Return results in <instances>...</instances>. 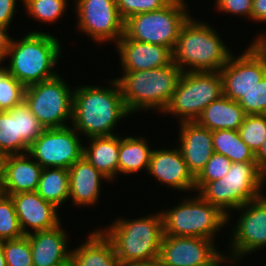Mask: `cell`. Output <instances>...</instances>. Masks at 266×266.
I'll list each match as a JSON object with an SVG mask.
<instances>
[{
    "label": "cell",
    "mask_w": 266,
    "mask_h": 266,
    "mask_svg": "<svg viewBox=\"0 0 266 266\" xmlns=\"http://www.w3.org/2000/svg\"><path fill=\"white\" fill-rule=\"evenodd\" d=\"M45 130L25 100L17 105V136L29 147Z\"/></svg>",
    "instance_id": "cell-33"
},
{
    "label": "cell",
    "mask_w": 266,
    "mask_h": 266,
    "mask_svg": "<svg viewBox=\"0 0 266 266\" xmlns=\"http://www.w3.org/2000/svg\"><path fill=\"white\" fill-rule=\"evenodd\" d=\"M225 262L228 263V258L220 252L209 264L200 266H221V264H225Z\"/></svg>",
    "instance_id": "cell-45"
},
{
    "label": "cell",
    "mask_w": 266,
    "mask_h": 266,
    "mask_svg": "<svg viewBox=\"0 0 266 266\" xmlns=\"http://www.w3.org/2000/svg\"><path fill=\"white\" fill-rule=\"evenodd\" d=\"M77 266H122L112 242L100 229L92 231L86 241L71 250Z\"/></svg>",
    "instance_id": "cell-23"
},
{
    "label": "cell",
    "mask_w": 266,
    "mask_h": 266,
    "mask_svg": "<svg viewBox=\"0 0 266 266\" xmlns=\"http://www.w3.org/2000/svg\"><path fill=\"white\" fill-rule=\"evenodd\" d=\"M26 12L36 21L55 23L67 10V0H22ZM65 11V12H64Z\"/></svg>",
    "instance_id": "cell-30"
},
{
    "label": "cell",
    "mask_w": 266,
    "mask_h": 266,
    "mask_svg": "<svg viewBox=\"0 0 266 266\" xmlns=\"http://www.w3.org/2000/svg\"><path fill=\"white\" fill-rule=\"evenodd\" d=\"M219 72L223 95L238 102L266 75V61L249 46L239 57L232 54Z\"/></svg>",
    "instance_id": "cell-14"
},
{
    "label": "cell",
    "mask_w": 266,
    "mask_h": 266,
    "mask_svg": "<svg viewBox=\"0 0 266 266\" xmlns=\"http://www.w3.org/2000/svg\"><path fill=\"white\" fill-rule=\"evenodd\" d=\"M36 192L45 201L60 208L69 199V169L43 168Z\"/></svg>",
    "instance_id": "cell-27"
},
{
    "label": "cell",
    "mask_w": 266,
    "mask_h": 266,
    "mask_svg": "<svg viewBox=\"0 0 266 266\" xmlns=\"http://www.w3.org/2000/svg\"><path fill=\"white\" fill-rule=\"evenodd\" d=\"M146 138L122 137L120 136V148L118 155V175L134 174L141 170H148L151 153L153 149L149 147Z\"/></svg>",
    "instance_id": "cell-26"
},
{
    "label": "cell",
    "mask_w": 266,
    "mask_h": 266,
    "mask_svg": "<svg viewBox=\"0 0 266 266\" xmlns=\"http://www.w3.org/2000/svg\"><path fill=\"white\" fill-rule=\"evenodd\" d=\"M0 266H6V260L3 251V240H0Z\"/></svg>",
    "instance_id": "cell-48"
},
{
    "label": "cell",
    "mask_w": 266,
    "mask_h": 266,
    "mask_svg": "<svg viewBox=\"0 0 266 266\" xmlns=\"http://www.w3.org/2000/svg\"><path fill=\"white\" fill-rule=\"evenodd\" d=\"M26 87L0 65V111H9L25 99Z\"/></svg>",
    "instance_id": "cell-31"
},
{
    "label": "cell",
    "mask_w": 266,
    "mask_h": 266,
    "mask_svg": "<svg viewBox=\"0 0 266 266\" xmlns=\"http://www.w3.org/2000/svg\"><path fill=\"white\" fill-rule=\"evenodd\" d=\"M29 147L17 136V105L0 111V153L8 156L28 152Z\"/></svg>",
    "instance_id": "cell-29"
},
{
    "label": "cell",
    "mask_w": 266,
    "mask_h": 266,
    "mask_svg": "<svg viewBox=\"0 0 266 266\" xmlns=\"http://www.w3.org/2000/svg\"><path fill=\"white\" fill-rule=\"evenodd\" d=\"M31 159L28 153L6 156L3 184L5 195L37 191L43 168Z\"/></svg>",
    "instance_id": "cell-21"
},
{
    "label": "cell",
    "mask_w": 266,
    "mask_h": 266,
    "mask_svg": "<svg viewBox=\"0 0 266 266\" xmlns=\"http://www.w3.org/2000/svg\"><path fill=\"white\" fill-rule=\"evenodd\" d=\"M185 0H172L164 8L139 13L124 21V35L138 42L155 44L173 50L183 24L191 16Z\"/></svg>",
    "instance_id": "cell-7"
},
{
    "label": "cell",
    "mask_w": 266,
    "mask_h": 266,
    "mask_svg": "<svg viewBox=\"0 0 266 266\" xmlns=\"http://www.w3.org/2000/svg\"><path fill=\"white\" fill-rule=\"evenodd\" d=\"M214 152L225 155L231 162H256L255 153L241 139L238 130L212 131Z\"/></svg>",
    "instance_id": "cell-28"
},
{
    "label": "cell",
    "mask_w": 266,
    "mask_h": 266,
    "mask_svg": "<svg viewBox=\"0 0 266 266\" xmlns=\"http://www.w3.org/2000/svg\"><path fill=\"white\" fill-rule=\"evenodd\" d=\"M182 201L172 209L161 212L165 235L213 240L216 238L214 235L229 223L227 215L199 194Z\"/></svg>",
    "instance_id": "cell-8"
},
{
    "label": "cell",
    "mask_w": 266,
    "mask_h": 266,
    "mask_svg": "<svg viewBox=\"0 0 266 266\" xmlns=\"http://www.w3.org/2000/svg\"><path fill=\"white\" fill-rule=\"evenodd\" d=\"M102 175L84 156L69 168V198L73 204L93 206L100 197Z\"/></svg>",
    "instance_id": "cell-22"
},
{
    "label": "cell",
    "mask_w": 266,
    "mask_h": 266,
    "mask_svg": "<svg viewBox=\"0 0 266 266\" xmlns=\"http://www.w3.org/2000/svg\"><path fill=\"white\" fill-rule=\"evenodd\" d=\"M5 159L6 156L0 153V187L4 184Z\"/></svg>",
    "instance_id": "cell-46"
},
{
    "label": "cell",
    "mask_w": 266,
    "mask_h": 266,
    "mask_svg": "<svg viewBox=\"0 0 266 266\" xmlns=\"http://www.w3.org/2000/svg\"><path fill=\"white\" fill-rule=\"evenodd\" d=\"M252 49L266 61V35H258L253 42L250 44Z\"/></svg>",
    "instance_id": "cell-43"
},
{
    "label": "cell",
    "mask_w": 266,
    "mask_h": 266,
    "mask_svg": "<svg viewBox=\"0 0 266 266\" xmlns=\"http://www.w3.org/2000/svg\"><path fill=\"white\" fill-rule=\"evenodd\" d=\"M23 236L13 199L3 194L0 197V240L17 239Z\"/></svg>",
    "instance_id": "cell-34"
},
{
    "label": "cell",
    "mask_w": 266,
    "mask_h": 266,
    "mask_svg": "<svg viewBox=\"0 0 266 266\" xmlns=\"http://www.w3.org/2000/svg\"><path fill=\"white\" fill-rule=\"evenodd\" d=\"M179 150L196 178L214 153L212 131L194 122L179 123Z\"/></svg>",
    "instance_id": "cell-19"
},
{
    "label": "cell",
    "mask_w": 266,
    "mask_h": 266,
    "mask_svg": "<svg viewBox=\"0 0 266 266\" xmlns=\"http://www.w3.org/2000/svg\"><path fill=\"white\" fill-rule=\"evenodd\" d=\"M232 162L223 154L214 152L205 168L195 178V182H210L223 178L230 169Z\"/></svg>",
    "instance_id": "cell-38"
},
{
    "label": "cell",
    "mask_w": 266,
    "mask_h": 266,
    "mask_svg": "<svg viewBox=\"0 0 266 266\" xmlns=\"http://www.w3.org/2000/svg\"><path fill=\"white\" fill-rule=\"evenodd\" d=\"M77 28L98 44L117 42L124 35V20L116 0H74Z\"/></svg>",
    "instance_id": "cell-12"
},
{
    "label": "cell",
    "mask_w": 266,
    "mask_h": 266,
    "mask_svg": "<svg viewBox=\"0 0 266 266\" xmlns=\"http://www.w3.org/2000/svg\"><path fill=\"white\" fill-rule=\"evenodd\" d=\"M251 20L266 22V0H253Z\"/></svg>",
    "instance_id": "cell-42"
},
{
    "label": "cell",
    "mask_w": 266,
    "mask_h": 266,
    "mask_svg": "<svg viewBox=\"0 0 266 266\" xmlns=\"http://www.w3.org/2000/svg\"><path fill=\"white\" fill-rule=\"evenodd\" d=\"M78 134L71 125L46 128L29 146L27 153L42 168L69 169L83 157L84 146Z\"/></svg>",
    "instance_id": "cell-11"
},
{
    "label": "cell",
    "mask_w": 266,
    "mask_h": 266,
    "mask_svg": "<svg viewBox=\"0 0 266 266\" xmlns=\"http://www.w3.org/2000/svg\"><path fill=\"white\" fill-rule=\"evenodd\" d=\"M8 29L0 24V64L7 59L6 57L12 40V37L7 33Z\"/></svg>",
    "instance_id": "cell-41"
},
{
    "label": "cell",
    "mask_w": 266,
    "mask_h": 266,
    "mask_svg": "<svg viewBox=\"0 0 266 266\" xmlns=\"http://www.w3.org/2000/svg\"><path fill=\"white\" fill-rule=\"evenodd\" d=\"M263 172L256 162H232L228 173L210 182H195L198 194L230 219L231 210L263 195Z\"/></svg>",
    "instance_id": "cell-6"
},
{
    "label": "cell",
    "mask_w": 266,
    "mask_h": 266,
    "mask_svg": "<svg viewBox=\"0 0 266 266\" xmlns=\"http://www.w3.org/2000/svg\"><path fill=\"white\" fill-rule=\"evenodd\" d=\"M58 38L45 33L31 31L21 40L12 38L7 58V71L25 87L54 78L53 71L61 56Z\"/></svg>",
    "instance_id": "cell-4"
},
{
    "label": "cell",
    "mask_w": 266,
    "mask_h": 266,
    "mask_svg": "<svg viewBox=\"0 0 266 266\" xmlns=\"http://www.w3.org/2000/svg\"><path fill=\"white\" fill-rule=\"evenodd\" d=\"M33 266H57L71 256L68 236L61 223L53 228L27 234Z\"/></svg>",
    "instance_id": "cell-20"
},
{
    "label": "cell",
    "mask_w": 266,
    "mask_h": 266,
    "mask_svg": "<svg viewBox=\"0 0 266 266\" xmlns=\"http://www.w3.org/2000/svg\"><path fill=\"white\" fill-rule=\"evenodd\" d=\"M4 194L3 187H0V197Z\"/></svg>",
    "instance_id": "cell-51"
},
{
    "label": "cell",
    "mask_w": 266,
    "mask_h": 266,
    "mask_svg": "<svg viewBox=\"0 0 266 266\" xmlns=\"http://www.w3.org/2000/svg\"><path fill=\"white\" fill-rule=\"evenodd\" d=\"M238 132L241 139L256 154L266 138V114L246 115Z\"/></svg>",
    "instance_id": "cell-32"
},
{
    "label": "cell",
    "mask_w": 266,
    "mask_h": 266,
    "mask_svg": "<svg viewBox=\"0 0 266 266\" xmlns=\"http://www.w3.org/2000/svg\"><path fill=\"white\" fill-rule=\"evenodd\" d=\"M147 172L160 183L178 191H195V177L188 170L178 147L154 149Z\"/></svg>",
    "instance_id": "cell-16"
},
{
    "label": "cell",
    "mask_w": 266,
    "mask_h": 266,
    "mask_svg": "<svg viewBox=\"0 0 266 266\" xmlns=\"http://www.w3.org/2000/svg\"><path fill=\"white\" fill-rule=\"evenodd\" d=\"M17 0H0V24L9 28L16 11Z\"/></svg>",
    "instance_id": "cell-40"
},
{
    "label": "cell",
    "mask_w": 266,
    "mask_h": 266,
    "mask_svg": "<svg viewBox=\"0 0 266 266\" xmlns=\"http://www.w3.org/2000/svg\"><path fill=\"white\" fill-rule=\"evenodd\" d=\"M255 160L258 168L264 172L266 170V138L261 146V148L258 150V152L255 154Z\"/></svg>",
    "instance_id": "cell-44"
},
{
    "label": "cell",
    "mask_w": 266,
    "mask_h": 266,
    "mask_svg": "<svg viewBox=\"0 0 266 266\" xmlns=\"http://www.w3.org/2000/svg\"><path fill=\"white\" fill-rule=\"evenodd\" d=\"M6 266H33L32 253L27 235L3 241Z\"/></svg>",
    "instance_id": "cell-35"
},
{
    "label": "cell",
    "mask_w": 266,
    "mask_h": 266,
    "mask_svg": "<svg viewBox=\"0 0 266 266\" xmlns=\"http://www.w3.org/2000/svg\"><path fill=\"white\" fill-rule=\"evenodd\" d=\"M266 183V170L263 172V184ZM263 196H266L265 194H263Z\"/></svg>",
    "instance_id": "cell-50"
},
{
    "label": "cell",
    "mask_w": 266,
    "mask_h": 266,
    "mask_svg": "<svg viewBox=\"0 0 266 266\" xmlns=\"http://www.w3.org/2000/svg\"><path fill=\"white\" fill-rule=\"evenodd\" d=\"M83 156L110 182L118 175L120 136L110 135L89 138Z\"/></svg>",
    "instance_id": "cell-25"
},
{
    "label": "cell",
    "mask_w": 266,
    "mask_h": 266,
    "mask_svg": "<svg viewBox=\"0 0 266 266\" xmlns=\"http://www.w3.org/2000/svg\"><path fill=\"white\" fill-rule=\"evenodd\" d=\"M238 103L246 115L266 114V75Z\"/></svg>",
    "instance_id": "cell-36"
},
{
    "label": "cell",
    "mask_w": 266,
    "mask_h": 266,
    "mask_svg": "<svg viewBox=\"0 0 266 266\" xmlns=\"http://www.w3.org/2000/svg\"><path fill=\"white\" fill-rule=\"evenodd\" d=\"M172 0H116L120 17L125 21L128 17L139 13L157 11L164 8Z\"/></svg>",
    "instance_id": "cell-37"
},
{
    "label": "cell",
    "mask_w": 266,
    "mask_h": 266,
    "mask_svg": "<svg viewBox=\"0 0 266 266\" xmlns=\"http://www.w3.org/2000/svg\"><path fill=\"white\" fill-rule=\"evenodd\" d=\"M100 230L112 242L122 266L158 261L164 236L161 211L132 220L118 218Z\"/></svg>",
    "instance_id": "cell-2"
},
{
    "label": "cell",
    "mask_w": 266,
    "mask_h": 266,
    "mask_svg": "<svg viewBox=\"0 0 266 266\" xmlns=\"http://www.w3.org/2000/svg\"><path fill=\"white\" fill-rule=\"evenodd\" d=\"M246 113L238 102L222 95L211 102L201 113L196 122L211 130H238Z\"/></svg>",
    "instance_id": "cell-24"
},
{
    "label": "cell",
    "mask_w": 266,
    "mask_h": 266,
    "mask_svg": "<svg viewBox=\"0 0 266 266\" xmlns=\"http://www.w3.org/2000/svg\"><path fill=\"white\" fill-rule=\"evenodd\" d=\"M11 198L24 235L29 234L30 229L32 232L47 230L61 223L57 214L59 208L45 201L36 191L16 193Z\"/></svg>",
    "instance_id": "cell-17"
},
{
    "label": "cell",
    "mask_w": 266,
    "mask_h": 266,
    "mask_svg": "<svg viewBox=\"0 0 266 266\" xmlns=\"http://www.w3.org/2000/svg\"><path fill=\"white\" fill-rule=\"evenodd\" d=\"M212 27L192 16L183 24L172 50V62L182 72L220 71L228 62L231 50Z\"/></svg>",
    "instance_id": "cell-3"
},
{
    "label": "cell",
    "mask_w": 266,
    "mask_h": 266,
    "mask_svg": "<svg viewBox=\"0 0 266 266\" xmlns=\"http://www.w3.org/2000/svg\"><path fill=\"white\" fill-rule=\"evenodd\" d=\"M114 44L123 72L161 68L172 62V51L165 46L138 42L125 35Z\"/></svg>",
    "instance_id": "cell-18"
},
{
    "label": "cell",
    "mask_w": 266,
    "mask_h": 266,
    "mask_svg": "<svg viewBox=\"0 0 266 266\" xmlns=\"http://www.w3.org/2000/svg\"><path fill=\"white\" fill-rule=\"evenodd\" d=\"M236 210L242 212L231 233L230 250L233 254H230L231 258L227 255L231 264L266 247V196L249 201Z\"/></svg>",
    "instance_id": "cell-13"
},
{
    "label": "cell",
    "mask_w": 266,
    "mask_h": 266,
    "mask_svg": "<svg viewBox=\"0 0 266 266\" xmlns=\"http://www.w3.org/2000/svg\"><path fill=\"white\" fill-rule=\"evenodd\" d=\"M57 266H77V263H76L75 259L71 255L66 260H64L63 262L59 263Z\"/></svg>",
    "instance_id": "cell-47"
},
{
    "label": "cell",
    "mask_w": 266,
    "mask_h": 266,
    "mask_svg": "<svg viewBox=\"0 0 266 266\" xmlns=\"http://www.w3.org/2000/svg\"><path fill=\"white\" fill-rule=\"evenodd\" d=\"M130 266H161V264L158 261H156L152 263L135 264Z\"/></svg>",
    "instance_id": "cell-49"
},
{
    "label": "cell",
    "mask_w": 266,
    "mask_h": 266,
    "mask_svg": "<svg viewBox=\"0 0 266 266\" xmlns=\"http://www.w3.org/2000/svg\"><path fill=\"white\" fill-rule=\"evenodd\" d=\"M181 74L180 68L171 62L161 68L123 72L122 77L115 79L130 114L141 109L163 112L176 90Z\"/></svg>",
    "instance_id": "cell-5"
},
{
    "label": "cell",
    "mask_w": 266,
    "mask_h": 266,
    "mask_svg": "<svg viewBox=\"0 0 266 266\" xmlns=\"http://www.w3.org/2000/svg\"><path fill=\"white\" fill-rule=\"evenodd\" d=\"M223 95L219 71L182 72L176 90L162 113L182 122L196 121L203 110Z\"/></svg>",
    "instance_id": "cell-9"
},
{
    "label": "cell",
    "mask_w": 266,
    "mask_h": 266,
    "mask_svg": "<svg viewBox=\"0 0 266 266\" xmlns=\"http://www.w3.org/2000/svg\"><path fill=\"white\" fill-rule=\"evenodd\" d=\"M59 75L25 90V102L45 129L66 127L65 122L72 121L74 90Z\"/></svg>",
    "instance_id": "cell-10"
},
{
    "label": "cell",
    "mask_w": 266,
    "mask_h": 266,
    "mask_svg": "<svg viewBox=\"0 0 266 266\" xmlns=\"http://www.w3.org/2000/svg\"><path fill=\"white\" fill-rule=\"evenodd\" d=\"M111 82V83H110ZM109 87L78 86L73 89L72 127L87 139L115 135L118 121L130 115L122 99L116 79L109 81Z\"/></svg>",
    "instance_id": "cell-1"
},
{
    "label": "cell",
    "mask_w": 266,
    "mask_h": 266,
    "mask_svg": "<svg viewBox=\"0 0 266 266\" xmlns=\"http://www.w3.org/2000/svg\"><path fill=\"white\" fill-rule=\"evenodd\" d=\"M215 7L224 13L246 16L251 19L253 0H216Z\"/></svg>",
    "instance_id": "cell-39"
},
{
    "label": "cell",
    "mask_w": 266,
    "mask_h": 266,
    "mask_svg": "<svg viewBox=\"0 0 266 266\" xmlns=\"http://www.w3.org/2000/svg\"><path fill=\"white\" fill-rule=\"evenodd\" d=\"M214 243L207 238L164 234L158 262L161 266L207 265L221 252Z\"/></svg>",
    "instance_id": "cell-15"
}]
</instances>
